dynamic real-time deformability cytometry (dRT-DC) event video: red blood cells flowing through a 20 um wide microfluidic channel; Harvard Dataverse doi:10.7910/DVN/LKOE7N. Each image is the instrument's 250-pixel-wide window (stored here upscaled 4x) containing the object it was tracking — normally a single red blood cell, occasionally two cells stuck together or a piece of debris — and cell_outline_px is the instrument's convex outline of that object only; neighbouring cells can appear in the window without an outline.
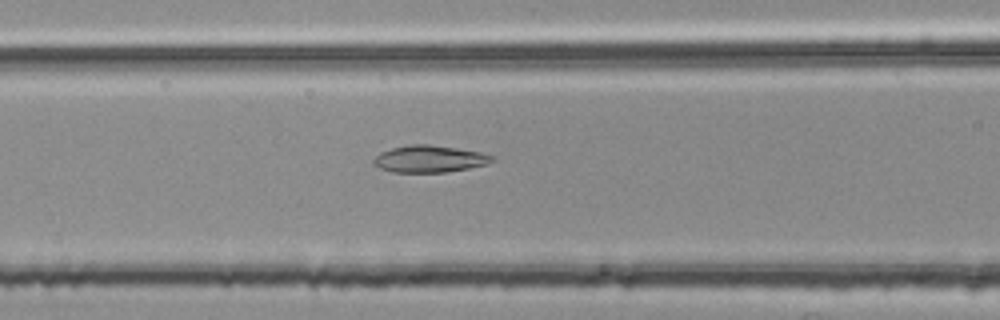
{"species": "common noctule bat (a hibernating species)", "species_latin": "Nyctalus noctula", "temperature_condition": "room temperature", "stored_images_in_passage": 38, "camera_frame_rate_fps": 3000, "um_per_image_px": 0.085, "animal": {"sex": "female", "body_mass_g": 25.1}, "frame": {"image": 1, "passage_image": 10, "time_ms": 3.0, "image_size_px": [1000, 320], "cell_outline_px": [[496, 160], [488, 164], [448, 172], [392, 172], [380, 168], [372, 160], [380, 152], [392, 148], [408, 144], [428, 144], [456, 148], [480, 152], [492, 156]], "centroid_in_image_um": [36.51, 13.5], "position_along_channel_um": 130.1, "area_um2": 18.55}}
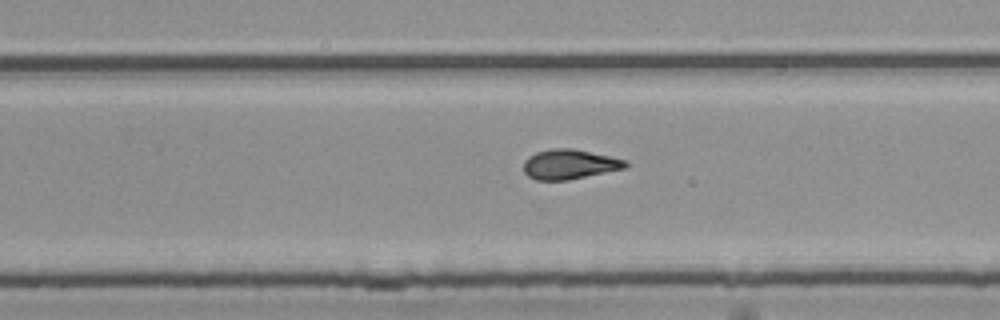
{"frame": {"image": 2, "passage_image": 22, "time_ms": 7.0, "image_size_px": [1000, 320], "cell_outline_px": [[628, 168], [568, 180], [536, 180], [528, 176], [524, 172], [524, 160], [528, 156], [536, 152], [552, 148], [572, 148], [608, 156], [624, 160], [628, 164]], "centroid_in_image_um": [48.39, 13.97], "position_along_channel_um": 281.4, "area_um2": 17.69}}
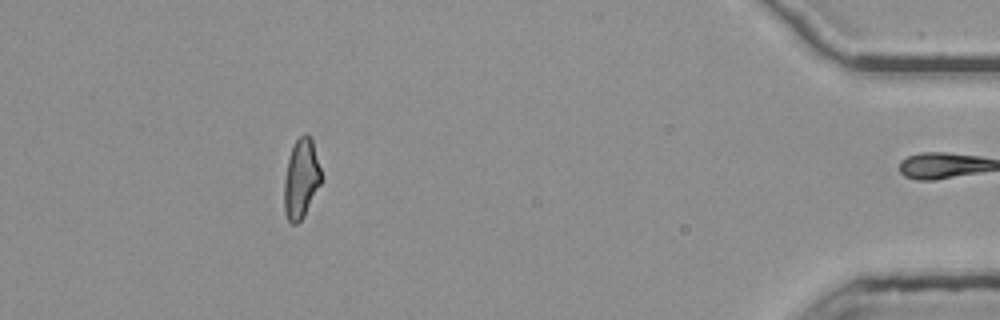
{"frame": {"image": 3, "passage_image": 37, "time_ms": 12.0, "image_size_px": [1000, 320], "cell_outline_px": [[320, 184], [304, 216], [296, 224], [292, 224], [288, 220], [284, 212], [284, 180], [288, 160], [292, 148], [296, 140], [304, 132], [312, 140], [320, 168]], "centroid_in_image_um": [25.57, 15.21], "position_along_channel_um": 409.6, "area_um2": 16.82}, "authors_computed_cell_mechanics": {"area_um2": 17.5423, "velocity_mm_per_s": 3.787, "shape_relaxation_time_tau1_ms": null, "shape_relaxation_time_tau2_ms": 2.3801, "deformation_change_tau1": null, "deformation_change_tau2": 0.1026}}